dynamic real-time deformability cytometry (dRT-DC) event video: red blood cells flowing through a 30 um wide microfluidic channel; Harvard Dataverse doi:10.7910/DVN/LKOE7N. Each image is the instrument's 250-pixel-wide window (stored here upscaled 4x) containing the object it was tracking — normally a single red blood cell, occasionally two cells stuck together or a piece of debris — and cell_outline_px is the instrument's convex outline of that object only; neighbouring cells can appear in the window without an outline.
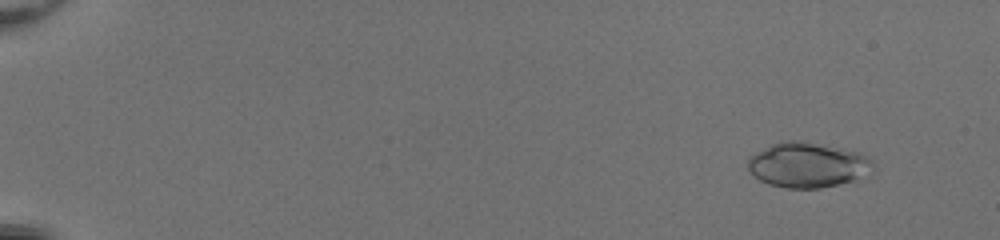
{"species": "common noctule bat (a hibernating species)", "species_latin": "Nyctalus noctula", "temperature_condition": "room temperature", "stored_images_in_passage": 53, "camera_frame_rate_fps": 3000, "um_per_image_px": 0.085, "animal": {"sex": "female", "body_mass_g": 20.0, "forearm_length_mm": 54.0}, "frame": {"image": 1, "passage_image": 5, "time_ms": 1.333, "image_size_px": [1000, 240], "cell_outline_px": [[876, 172], [872, 176], [820, 188], [784, 188], [768, 184], [760, 180], [748, 168], [748, 160], [756, 152], [780, 140], [800, 140], [860, 152], [872, 160]], "centroid_in_image_um": [68.73, 14.02], "position_along_channel_um": 16.3, "area_um2": 33.23}}
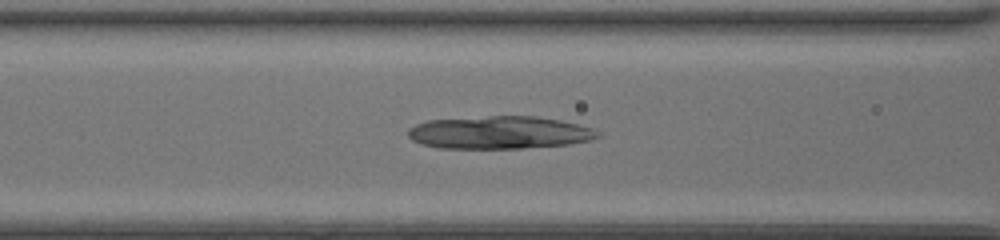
{"frame": {"image": 2, "passage_image": 25, "time_ms": 8.0, "image_size_px": [1000, 240], "cell_outline_px": [[604, 136], [592, 140], [568, 144], [524, 148], [440, 148], [424, 144], [412, 140], [408, 136], [408, 128], [416, 124], [428, 120], [488, 116], [536, 116], [560, 120], [592, 128], [600, 132]], "centroid_in_image_um": [42.49, 11.26], "position_along_channel_um": 124.1, "area_um2": 36.24}}
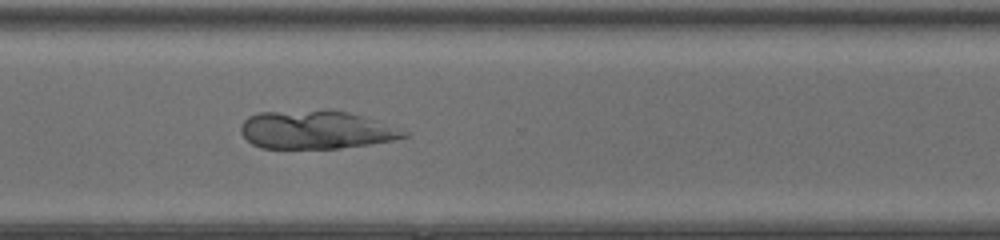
{"frame": {"image": 3, "passage_image": 41, "time_ms": 13.333, "image_size_px": [1000, 240], "cell_outline_px": [[412, 132], [408, 136], [392, 140], [368, 144], [340, 148], [260, 148], [252, 144], [240, 132], [240, 128], [244, 120], [248, 116], [260, 112], [324, 108], [328, 108], [348, 112], [400, 128]], "centroid_in_image_um": [26.85, 11.01], "position_along_channel_um": 343.7, "area_um2": 36.82}}